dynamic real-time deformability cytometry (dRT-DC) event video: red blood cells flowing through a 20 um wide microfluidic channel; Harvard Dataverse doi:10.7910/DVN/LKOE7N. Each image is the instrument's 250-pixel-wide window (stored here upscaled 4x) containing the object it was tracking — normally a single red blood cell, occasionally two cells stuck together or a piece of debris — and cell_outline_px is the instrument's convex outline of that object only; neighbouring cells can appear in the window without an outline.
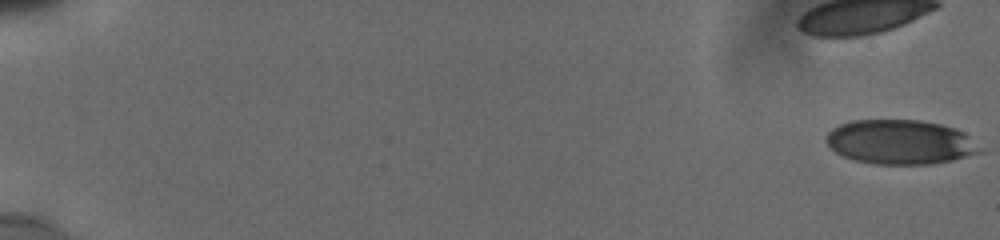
{"species": "human", "species_latin": "Homo sapiens", "temperature_condition": "cold", "stored_images_in_passage": 34, "camera_frame_rate_fps": 3000, "um_per_image_px": 0.085, "donor": {"sex": "male"}, "frame": {"image": 1, "passage_image": 1, "time_ms": 0.0, "image_size_px": [1000, 240], "cell_outline_px": [[980, 152], [952, 160], [928, 164], [876, 164], [856, 160], [844, 156], [836, 152], [828, 144], [828, 132], [832, 128], [840, 124], [852, 120], [920, 120], [940, 124], [964, 132]], "centroid_in_image_um": [76.47, 12.06], "position_along_channel_um": 8.5, "area_um2": 39.02}}